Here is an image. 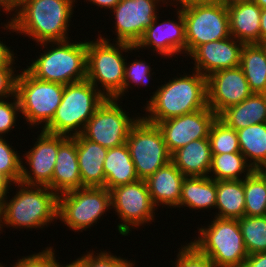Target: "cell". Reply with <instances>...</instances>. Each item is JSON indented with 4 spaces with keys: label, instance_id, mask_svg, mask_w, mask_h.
<instances>
[{
    "label": "cell",
    "instance_id": "6da1fadb",
    "mask_svg": "<svg viewBox=\"0 0 266 267\" xmlns=\"http://www.w3.org/2000/svg\"><path fill=\"white\" fill-rule=\"evenodd\" d=\"M77 0H24L2 28L35 43L66 41ZM4 26V27H3ZM8 29V30H7Z\"/></svg>",
    "mask_w": 266,
    "mask_h": 267
},
{
    "label": "cell",
    "instance_id": "7a4b0ae2",
    "mask_svg": "<svg viewBox=\"0 0 266 267\" xmlns=\"http://www.w3.org/2000/svg\"><path fill=\"white\" fill-rule=\"evenodd\" d=\"M192 71V75L184 71V74L175 75L176 78L172 77L158 86L143 106L146 115L141 117L156 124L206 108L207 77L196 70Z\"/></svg>",
    "mask_w": 266,
    "mask_h": 267
},
{
    "label": "cell",
    "instance_id": "3957f363",
    "mask_svg": "<svg viewBox=\"0 0 266 267\" xmlns=\"http://www.w3.org/2000/svg\"><path fill=\"white\" fill-rule=\"evenodd\" d=\"M11 185L18 189L11 199L7 195L0 214V233L4 230L3 226L20 231L23 228L44 229L51 223L54 224V220L57 222L58 195L48 186L26 185L21 182Z\"/></svg>",
    "mask_w": 266,
    "mask_h": 267
},
{
    "label": "cell",
    "instance_id": "277c9868",
    "mask_svg": "<svg viewBox=\"0 0 266 267\" xmlns=\"http://www.w3.org/2000/svg\"><path fill=\"white\" fill-rule=\"evenodd\" d=\"M37 45L47 50L39 52L38 57L36 55V59L25 68L35 78L63 85L87 78L86 40L42 42Z\"/></svg>",
    "mask_w": 266,
    "mask_h": 267
},
{
    "label": "cell",
    "instance_id": "5b68a950",
    "mask_svg": "<svg viewBox=\"0 0 266 267\" xmlns=\"http://www.w3.org/2000/svg\"><path fill=\"white\" fill-rule=\"evenodd\" d=\"M97 37L92 41L87 40L86 79L106 98H114L123 89L125 61L128 57L124 54H131L135 46L114 41L111 43L102 34Z\"/></svg>",
    "mask_w": 266,
    "mask_h": 267
},
{
    "label": "cell",
    "instance_id": "8992f818",
    "mask_svg": "<svg viewBox=\"0 0 266 267\" xmlns=\"http://www.w3.org/2000/svg\"><path fill=\"white\" fill-rule=\"evenodd\" d=\"M105 99L87 79L64 85L61 103L43 131L68 137L81 134Z\"/></svg>",
    "mask_w": 266,
    "mask_h": 267
},
{
    "label": "cell",
    "instance_id": "52a82bcc",
    "mask_svg": "<svg viewBox=\"0 0 266 267\" xmlns=\"http://www.w3.org/2000/svg\"><path fill=\"white\" fill-rule=\"evenodd\" d=\"M210 224L198 228V238L190 241L216 267H243L248 257L237 219L212 218Z\"/></svg>",
    "mask_w": 266,
    "mask_h": 267
},
{
    "label": "cell",
    "instance_id": "ba28073f",
    "mask_svg": "<svg viewBox=\"0 0 266 267\" xmlns=\"http://www.w3.org/2000/svg\"><path fill=\"white\" fill-rule=\"evenodd\" d=\"M63 91V84L42 81L24 68L19 70L16 95L21 117L25 118L30 128L41 125L39 128L43 130L50 123L61 103Z\"/></svg>",
    "mask_w": 266,
    "mask_h": 267
},
{
    "label": "cell",
    "instance_id": "9c48e42d",
    "mask_svg": "<svg viewBox=\"0 0 266 267\" xmlns=\"http://www.w3.org/2000/svg\"><path fill=\"white\" fill-rule=\"evenodd\" d=\"M110 210V190L104 187H81L58 195V220L75 232L91 229Z\"/></svg>",
    "mask_w": 266,
    "mask_h": 267
},
{
    "label": "cell",
    "instance_id": "30bf717a",
    "mask_svg": "<svg viewBox=\"0 0 266 267\" xmlns=\"http://www.w3.org/2000/svg\"><path fill=\"white\" fill-rule=\"evenodd\" d=\"M185 21L186 56L196 47L231 36L227 5L223 3H174Z\"/></svg>",
    "mask_w": 266,
    "mask_h": 267
},
{
    "label": "cell",
    "instance_id": "8fae6325",
    "mask_svg": "<svg viewBox=\"0 0 266 267\" xmlns=\"http://www.w3.org/2000/svg\"><path fill=\"white\" fill-rule=\"evenodd\" d=\"M110 195L111 210L114 209L120 221L117 230L121 236H128L133 228L138 229L154 222L157 208L152 202L145 180L138 179L115 187L110 190Z\"/></svg>",
    "mask_w": 266,
    "mask_h": 267
},
{
    "label": "cell",
    "instance_id": "7c38bea8",
    "mask_svg": "<svg viewBox=\"0 0 266 267\" xmlns=\"http://www.w3.org/2000/svg\"><path fill=\"white\" fill-rule=\"evenodd\" d=\"M126 145L139 179L146 180L171 161L160 129L142 117L131 127Z\"/></svg>",
    "mask_w": 266,
    "mask_h": 267
},
{
    "label": "cell",
    "instance_id": "4fadbf2b",
    "mask_svg": "<svg viewBox=\"0 0 266 267\" xmlns=\"http://www.w3.org/2000/svg\"><path fill=\"white\" fill-rule=\"evenodd\" d=\"M119 102L122 103L119 99L106 98L86 123L81 135L108 149L126 143L131 127L141 115L130 117Z\"/></svg>",
    "mask_w": 266,
    "mask_h": 267
},
{
    "label": "cell",
    "instance_id": "5bb4252c",
    "mask_svg": "<svg viewBox=\"0 0 266 267\" xmlns=\"http://www.w3.org/2000/svg\"><path fill=\"white\" fill-rule=\"evenodd\" d=\"M160 4L174 5L171 0H121L111 11L117 36L114 41L136 46L159 15Z\"/></svg>",
    "mask_w": 266,
    "mask_h": 267
},
{
    "label": "cell",
    "instance_id": "9a60e30c",
    "mask_svg": "<svg viewBox=\"0 0 266 267\" xmlns=\"http://www.w3.org/2000/svg\"><path fill=\"white\" fill-rule=\"evenodd\" d=\"M67 137L41 130L33 144L34 146L32 148L30 146V149L22 156H25V163L28 167L22 159L19 182L26 185L48 186L52 181L59 145Z\"/></svg>",
    "mask_w": 266,
    "mask_h": 267
},
{
    "label": "cell",
    "instance_id": "2e32d148",
    "mask_svg": "<svg viewBox=\"0 0 266 267\" xmlns=\"http://www.w3.org/2000/svg\"><path fill=\"white\" fill-rule=\"evenodd\" d=\"M175 9L178 21L172 18V20L164 19V21L159 23L158 18L160 17L157 16L136 44L135 52L136 50L139 52V50L147 48L153 51V54H159L164 59L171 57V60L172 56L175 57L177 55L178 57L182 53L184 54L182 56L186 58L185 21L181 9L178 6Z\"/></svg>",
    "mask_w": 266,
    "mask_h": 267
},
{
    "label": "cell",
    "instance_id": "e0dca14e",
    "mask_svg": "<svg viewBox=\"0 0 266 267\" xmlns=\"http://www.w3.org/2000/svg\"><path fill=\"white\" fill-rule=\"evenodd\" d=\"M218 116L207 106L204 109L156 123L169 153L191 141L208 138L212 123Z\"/></svg>",
    "mask_w": 266,
    "mask_h": 267
},
{
    "label": "cell",
    "instance_id": "ac0fdd59",
    "mask_svg": "<svg viewBox=\"0 0 266 267\" xmlns=\"http://www.w3.org/2000/svg\"><path fill=\"white\" fill-rule=\"evenodd\" d=\"M252 94L240 66L218 70L207 77V105L217 116Z\"/></svg>",
    "mask_w": 266,
    "mask_h": 267
},
{
    "label": "cell",
    "instance_id": "d6986e66",
    "mask_svg": "<svg viewBox=\"0 0 266 267\" xmlns=\"http://www.w3.org/2000/svg\"><path fill=\"white\" fill-rule=\"evenodd\" d=\"M244 43L230 36L196 47L187 57L192 58L193 70L205 77L215 71L240 66Z\"/></svg>",
    "mask_w": 266,
    "mask_h": 267
},
{
    "label": "cell",
    "instance_id": "ffe728a7",
    "mask_svg": "<svg viewBox=\"0 0 266 267\" xmlns=\"http://www.w3.org/2000/svg\"><path fill=\"white\" fill-rule=\"evenodd\" d=\"M184 178L181 171L170 161L145 180L157 210L160 206L178 208Z\"/></svg>",
    "mask_w": 266,
    "mask_h": 267
},
{
    "label": "cell",
    "instance_id": "44dd1931",
    "mask_svg": "<svg viewBox=\"0 0 266 267\" xmlns=\"http://www.w3.org/2000/svg\"><path fill=\"white\" fill-rule=\"evenodd\" d=\"M48 187L57 195L82 187L74 137H67L59 145L52 181Z\"/></svg>",
    "mask_w": 266,
    "mask_h": 267
},
{
    "label": "cell",
    "instance_id": "7402d4cb",
    "mask_svg": "<svg viewBox=\"0 0 266 267\" xmlns=\"http://www.w3.org/2000/svg\"><path fill=\"white\" fill-rule=\"evenodd\" d=\"M230 34L244 44L260 43V8L253 0L227 4Z\"/></svg>",
    "mask_w": 266,
    "mask_h": 267
},
{
    "label": "cell",
    "instance_id": "603a6c76",
    "mask_svg": "<svg viewBox=\"0 0 266 267\" xmlns=\"http://www.w3.org/2000/svg\"><path fill=\"white\" fill-rule=\"evenodd\" d=\"M76 140L77 160L82 187H104V160L108 148L94 143L81 134L73 136Z\"/></svg>",
    "mask_w": 266,
    "mask_h": 267
},
{
    "label": "cell",
    "instance_id": "cb8c5ba5",
    "mask_svg": "<svg viewBox=\"0 0 266 267\" xmlns=\"http://www.w3.org/2000/svg\"><path fill=\"white\" fill-rule=\"evenodd\" d=\"M171 161L185 177L208 176L212 163L209 139L191 141L175 151Z\"/></svg>",
    "mask_w": 266,
    "mask_h": 267
},
{
    "label": "cell",
    "instance_id": "d4e9b609",
    "mask_svg": "<svg viewBox=\"0 0 266 267\" xmlns=\"http://www.w3.org/2000/svg\"><path fill=\"white\" fill-rule=\"evenodd\" d=\"M218 118L236 131L266 122V94L253 93L241 103L224 110Z\"/></svg>",
    "mask_w": 266,
    "mask_h": 267
},
{
    "label": "cell",
    "instance_id": "484cf974",
    "mask_svg": "<svg viewBox=\"0 0 266 267\" xmlns=\"http://www.w3.org/2000/svg\"><path fill=\"white\" fill-rule=\"evenodd\" d=\"M216 196V180L208 176L185 177L178 208L212 210L216 207Z\"/></svg>",
    "mask_w": 266,
    "mask_h": 267
},
{
    "label": "cell",
    "instance_id": "4316f807",
    "mask_svg": "<svg viewBox=\"0 0 266 267\" xmlns=\"http://www.w3.org/2000/svg\"><path fill=\"white\" fill-rule=\"evenodd\" d=\"M103 168L105 173L104 188L108 190L139 179L126 143L108 149Z\"/></svg>",
    "mask_w": 266,
    "mask_h": 267
},
{
    "label": "cell",
    "instance_id": "83f0119b",
    "mask_svg": "<svg viewBox=\"0 0 266 267\" xmlns=\"http://www.w3.org/2000/svg\"><path fill=\"white\" fill-rule=\"evenodd\" d=\"M216 207L214 217L241 219L244 216L245 193L243 180L216 181Z\"/></svg>",
    "mask_w": 266,
    "mask_h": 267
},
{
    "label": "cell",
    "instance_id": "f1b7e54d",
    "mask_svg": "<svg viewBox=\"0 0 266 267\" xmlns=\"http://www.w3.org/2000/svg\"><path fill=\"white\" fill-rule=\"evenodd\" d=\"M240 67L251 91L266 94V52L260 44H244Z\"/></svg>",
    "mask_w": 266,
    "mask_h": 267
},
{
    "label": "cell",
    "instance_id": "f546056e",
    "mask_svg": "<svg viewBox=\"0 0 266 267\" xmlns=\"http://www.w3.org/2000/svg\"><path fill=\"white\" fill-rule=\"evenodd\" d=\"M240 152L248 164L258 170L266 166V122L237 130Z\"/></svg>",
    "mask_w": 266,
    "mask_h": 267
},
{
    "label": "cell",
    "instance_id": "4dcf8cb0",
    "mask_svg": "<svg viewBox=\"0 0 266 267\" xmlns=\"http://www.w3.org/2000/svg\"><path fill=\"white\" fill-rule=\"evenodd\" d=\"M253 170L241 152L214 154L208 177L216 181L243 180Z\"/></svg>",
    "mask_w": 266,
    "mask_h": 267
},
{
    "label": "cell",
    "instance_id": "1f68e13d",
    "mask_svg": "<svg viewBox=\"0 0 266 267\" xmlns=\"http://www.w3.org/2000/svg\"><path fill=\"white\" fill-rule=\"evenodd\" d=\"M245 216H266V181L253 170L244 178Z\"/></svg>",
    "mask_w": 266,
    "mask_h": 267
},
{
    "label": "cell",
    "instance_id": "d6a6232c",
    "mask_svg": "<svg viewBox=\"0 0 266 267\" xmlns=\"http://www.w3.org/2000/svg\"><path fill=\"white\" fill-rule=\"evenodd\" d=\"M248 255L266 252V216H243L238 219Z\"/></svg>",
    "mask_w": 266,
    "mask_h": 267
},
{
    "label": "cell",
    "instance_id": "836d02e7",
    "mask_svg": "<svg viewBox=\"0 0 266 267\" xmlns=\"http://www.w3.org/2000/svg\"><path fill=\"white\" fill-rule=\"evenodd\" d=\"M208 139L212 155L240 152L237 131L227 126L218 117L211 125Z\"/></svg>",
    "mask_w": 266,
    "mask_h": 267
},
{
    "label": "cell",
    "instance_id": "e575fe53",
    "mask_svg": "<svg viewBox=\"0 0 266 267\" xmlns=\"http://www.w3.org/2000/svg\"><path fill=\"white\" fill-rule=\"evenodd\" d=\"M150 63H147L142 59H135L133 62L127 63V58L125 61V70H124V84L123 89L114 97L115 99H120V101L125 96V93L129 92V88L132 89V84L138 86H148L150 79L153 80L152 75L155 72H151ZM122 97V99H121Z\"/></svg>",
    "mask_w": 266,
    "mask_h": 267
},
{
    "label": "cell",
    "instance_id": "d590c367",
    "mask_svg": "<svg viewBox=\"0 0 266 267\" xmlns=\"http://www.w3.org/2000/svg\"><path fill=\"white\" fill-rule=\"evenodd\" d=\"M0 137V177L11 184L17 183L21 178L22 157L19 151L13 149L6 138Z\"/></svg>",
    "mask_w": 266,
    "mask_h": 267
},
{
    "label": "cell",
    "instance_id": "8d00e7d4",
    "mask_svg": "<svg viewBox=\"0 0 266 267\" xmlns=\"http://www.w3.org/2000/svg\"><path fill=\"white\" fill-rule=\"evenodd\" d=\"M172 267H216L207 255L202 254L192 243H185L179 248Z\"/></svg>",
    "mask_w": 266,
    "mask_h": 267
},
{
    "label": "cell",
    "instance_id": "74e56055",
    "mask_svg": "<svg viewBox=\"0 0 266 267\" xmlns=\"http://www.w3.org/2000/svg\"><path fill=\"white\" fill-rule=\"evenodd\" d=\"M8 99H13L9 100ZM21 114L20 110V104L17 95L15 94L11 98L2 99L0 100V137H6V134L13 131V128H15V125L18 116L19 118Z\"/></svg>",
    "mask_w": 266,
    "mask_h": 267
},
{
    "label": "cell",
    "instance_id": "f35d334b",
    "mask_svg": "<svg viewBox=\"0 0 266 267\" xmlns=\"http://www.w3.org/2000/svg\"><path fill=\"white\" fill-rule=\"evenodd\" d=\"M106 251L100 250L96 253L93 249L91 252L86 250L85 267H131L133 261L128 260V258L124 259L120 255L117 257L113 253Z\"/></svg>",
    "mask_w": 266,
    "mask_h": 267
},
{
    "label": "cell",
    "instance_id": "ab89813d",
    "mask_svg": "<svg viewBox=\"0 0 266 267\" xmlns=\"http://www.w3.org/2000/svg\"><path fill=\"white\" fill-rule=\"evenodd\" d=\"M55 253V249L48 246L41 252L18 258L10 267H57L59 260H57Z\"/></svg>",
    "mask_w": 266,
    "mask_h": 267
},
{
    "label": "cell",
    "instance_id": "60d3db41",
    "mask_svg": "<svg viewBox=\"0 0 266 267\" xmlns=\"http://www.w3.org/2000/svg\"><path fill=\"white\" fill-rule=\"evenodd\" d=\"M16 66L0 67V100L11 98L16 94V80L19 69ZM17 74H16V73Z\"/></svg>",
    "mask_w": 266,
    "mask_h": 267
},
{
    "label": "cell",
    "instance_id": "b9f144b4",
    "mask_svg": "<svg viewBox=\"0 0 266 267\" xmlns=\"http://www.w3.org/2000/svg\"><path fill=\"white\" fill-rule=\"evenodd\" d=\"M14 50H12L10 47L5 45L2 41L0 40V67L2 66H13L15 63V59L17 55L14 57Z\"/></svg>",
    "mask_w": 266,
    "mask_h": 267
},
{
    "label": "cell",
    "instance_id": "7bdbcfd3",
    "mask_svg": "<svg viewBox=\"0 0 266 267\" xmlns=\"http://www.w3.org/2000/svg\"><path fill=\"white\" fill-rule=\"evenodd\" d=\"M243 267H266V252L248 255Z\"/></svg>",
    "mask_w": 266,
    "mask_h": 267
},
{
    "label": "cell",
    "instance_id": "ee69618b",
    "mask_svg": "<svg viewBox=\"0 0 266 267\" xmlns=\"http://www.w3.org/2000/svg\"><path fill=\"white\" fill-rule=\"evenodd\" d=\"M11 187V188H10ZM10 189L13 191L11 183L6 179H0V214L3 210L7 194H10Z\"/></svg>",
    "mask_w": 266,
    "mask_h": 267
},
{
    "label": "cell",
    "instance_id": "f6af8a7d",
    "mask_svg": "<svg viewBox=\"0 0 266 267\" xmlns=\"http://www.w3.org/2000/svg\"><path fill=\"white\" fill-rule=\"evenodd\" d=\"M85 1L111 11L121 0H84L83 2Z\"/></svg>",
    "mask_w": 266,
    "mask_h": 267
},
{
    "label": "cell",
    "instance_id": "bcb514c9",
    "mask_svg": "<svg viewBox=\"0 0 266 267\" xmlns=\"http://www.w3.org/2000/svg\"><path fill=\"white\" fill-rule=\"evenodd\" d=\"M57 267H85V254L80 255L79 258L73 260L68 264H62L60 262H57Z\"/></svg>",
    "mask_w": 266,
    "mask_h": 267
},
{
    "label": "cell",
    "instance_id": "7dc6e473",
    "mask_svg": "<svg viewBox=\"0 0 266 267\" xmlns=\"http://www.w3.org/2000/svg\"><path fill=\"white\" fill-rule=\"evenodd\" d=\"M266 39V8L261 11L260 18V42Z\"/></svg>",
    "mask_w": 266,
    "mask_h": 267
},
{
    "label": "cell",
    "instance_id": "c3c4849f",
    "mask_svg": "<svg viewBox=\"0 0 266 267\" xmlns=\"http://www.w3.org/2000/svg\"><path fill=\"white\" fill-rule=\"evenodd\" d=\"M4 5L13 13L15 12L24 0H1Z\"/></svg>",
    "mask_w": 266,
    "mask_h": 267
},
{
    "label": "cell",
    "instance_id": "681fc988",
    "mask_svg": "<svg viewBox=\"0 0 266 267\" xmlns=\"http://www.w3.org/2000/svg\"><path fill=\"white\" fill-rule=\"evenodd\" d=\"M173 3H184V4H191V3H222V0H171Z\"/></svg>",
    "mask_w": 266,
    "mask_h": 267
},
{
    "label": "cell",
    "instance_id": "f907efd6",
    "mask_svg": "<svg viewBox=\"0 0 266 267\" xmlns=\"http://www.w3.org/2000/svg\"><path fill=\"white\" fill-rule=\"evenodd\" d=\"M1 8H2V11L4 13H6V15H10V14H13L11 13V11L4 5V3L0 0V11H1ZM1 16V15H0Z\"/></svg>",
    "mask_w": 266,
    "mask_h": 267
},
{
    "label": "cell",
    "instance_id": "816d5d0a",
    "mask_svg": "<svg viewBox=\"0 0 266 267\" xmlns=\"http://www.w3.org/2000/svg\"><path fill=\"white\" fill-rule=\"evenodd\" d=\"M260 8H266V0H253Z\"/></svg>",
    "mask_w": 266,
    "mask_h": 267
},
{
    "label": "cell",
    "instance_id": "f5cc1de1",
    "mask_svg": "<svg viewBox=\"0 0 266 267\" xmlns=\"http://www.w3.org/2000/svg\"><path fill=\"white\" fill-rule=\"evenodd\" d=\"M257 171L265 178L266 181V166L258 169Z\"/></svg>",
    "mask_w": 266,
    "mask_h": 267
},
{
    "label": "cell",
    "instance_id": "db71d44e",
    "mask_svg": "<svg viewBox=\"0 0 266 267\" xmlns=\"http://www.w3.org/2000/svg\"><path fill=\"white\" fill-rule=\"evenodd\" d=\"M236 1H245V0H222V3L227 5Z\"/></svg>",
    "mask_w": 266,
    "mask_h": 267
},
{
    "label": "cell",
    "instance_id": "11a10c76",
    "mask_svg": "<svg viewBox=\"0 0 266 267\" xmlns=\"http://www.w3.org/2000/svg\"><path fill=\"white\" fill-rule=\"evenodd\" d=\"M266 52V39L259 43Z\"/></svg>",
    "mask_w": 266,
    "mask_h": 267
},
{
    "label": "cell",
    "instance_id": "9f6ffc18",
    "mask_svg": "<svg viewBox=\"0 0 266 267\" xmlns=\"http://www.w3.org/2000/svg\"><path fill=\"white\" fill-rule=\"evenodd\" d=\"M135 266V259L134 261L131 263V267H134Z\"/></svg>",
    "mask_w": 266,
    "mask_h": 267
},
{
    "label": "cell",
    "instance_id": "6f0895ef",
    "mask_svg": "<svg viewBox=\"0 0 266 267\" xmlns=\"http://www.w3.org/2000/svg\"><path fill=\"white\" fill-rule=\"evenodd\" d=\"M6 265L0 263V267H5Z\"/></svg>",
    "mask_w": 266,
    "mask_h": 267
}]
</instances>
